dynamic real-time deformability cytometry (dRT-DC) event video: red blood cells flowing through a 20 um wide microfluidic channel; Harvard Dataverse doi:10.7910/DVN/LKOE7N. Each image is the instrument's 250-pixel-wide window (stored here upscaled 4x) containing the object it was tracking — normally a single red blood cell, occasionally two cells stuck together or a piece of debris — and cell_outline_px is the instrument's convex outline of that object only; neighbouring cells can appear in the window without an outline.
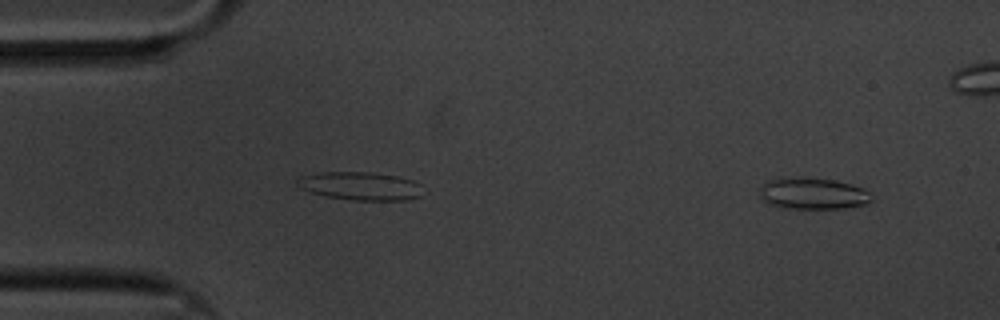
{"species": "common noctule bat (a hibernating species)", "species_latin": "Nyctalus noctula", "temperature_condition": "cold", "stored_images_in_passage": 50, "segment_of_instrument_passage": [1, 2], "camera_frame_rate_fps": 3000, "um_per_image_px": 0.085, "animal": {"sex": "male", "body_mass_g": 20.1, "forearm_length_mm": 53.5}, "frame": {"image": 1, "passage_image": 1, "time_ms": 0.0, "image_size_px": [1000, 320], "cell_outline_px": [[872, 200], [864, 204], [844, 208], [784, 208], [772, 204], [764, 200], [756, 192], [768, 180], [804, 176], [836, 180], [852, 184], [864, 188], [868, 192]], "centroid_in_image_um": [69.08, 16.43], "position_along_channel_um": 15.9, "area_um2": 20.58}}
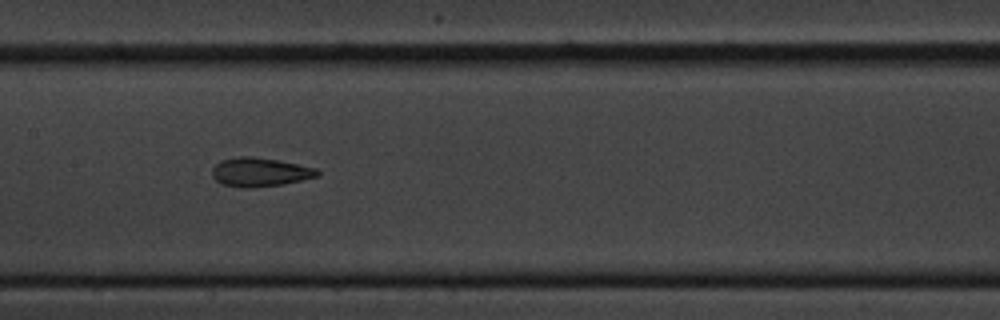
{"frame": {"image": 2, "passage_image": 25, "time_ms": 8.0, "image_size_px": [1000, 320], "cell_outline_px": [[320, 176], [280, 184], [248, 188], [244, 188], [224, 184], [216, 180], [212, 176], [212, 168], [220, 160], [236, 156], [252, 156], [276, 160], [316, 168], [320, 172]], "centroid_in_image_um": [22.06, 14.61], "position_along_channel_um": 185.3, "area_um2": 17.51}}
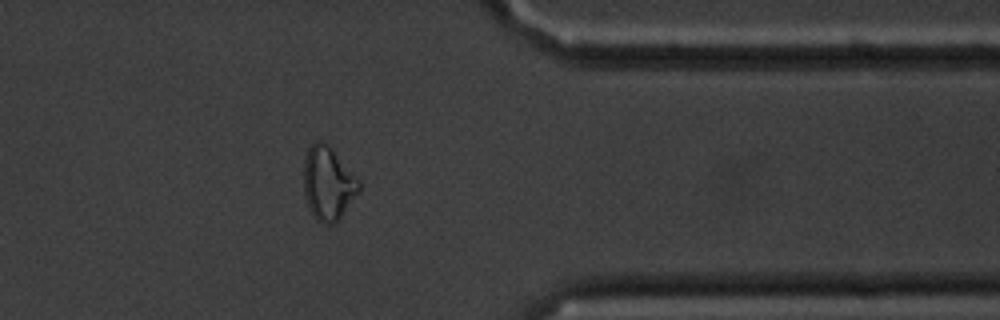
{"frame": {"image": 3, "passage_image": 44, "time_ms": 14.333, "image_size_px": [1000, 320], "cell_outline_px": [[360, 192], [336, 224], [320, 224], [316, 220], [308, 208], [304, 192], [304, 160], [308, 148], [316, 140], [320, 140], [328, 144], [360, 180]], "centroid_in_image_um": [27.9, 15.62], "position_along_channel_um": 383.5, "area_um2": 24.04}}